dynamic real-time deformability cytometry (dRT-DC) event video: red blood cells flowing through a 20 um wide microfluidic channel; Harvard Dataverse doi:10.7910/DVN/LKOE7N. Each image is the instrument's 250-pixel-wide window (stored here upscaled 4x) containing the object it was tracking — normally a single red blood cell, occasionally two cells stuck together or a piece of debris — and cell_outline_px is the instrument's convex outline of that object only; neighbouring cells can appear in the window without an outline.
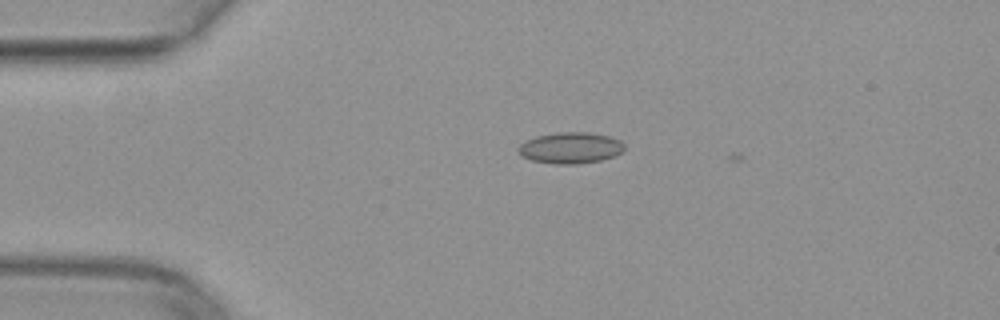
{"species": "common noctule bat (a hibernating species)", "species_latin": "Nyctalus noctula", "temperature_condition": "warm", "stored_images_in_passage": 50, "camera_frame_rate_fps": 3000, "um_per_image_px": 0.085, "animal": {"sex": "female", "body_mass_g": 29.2, "forearm_length_mm": 56.3}, "frame": {"image": 1, "passage_image": 10, "time_ms": 3.0, "image_size_px": [1000, 320], "cell_outline_px": [[624, 152], [600, 160], [576, 164], [552, 164], [532, 160], [520, 156], [516, 148], [524, 140], [536, 136], [556, 132], [588, 132], [608, 136], [620, 140], [624, 144]], "centroid_in_image_um": [48.44, 12.56], "position_along_channel_um": 36.6, "area_um2": 19.48}}
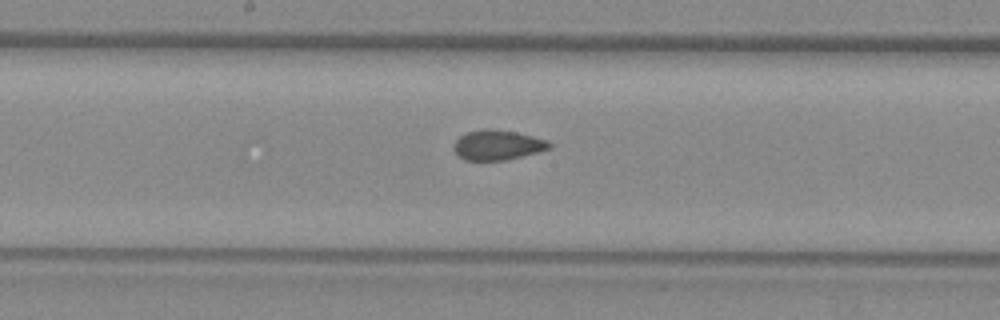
{"frame": {"image": 2, "passage_image": 25, "time_ms": 8.0, "image_size_px": [1000, 320], "cell_outline_px": [[552, 148], [540, 152], [508, 160], [464, 160], [452, 148], [452, 144], [460, 136], [468, 132], [484, 128], [492, 128], [516, 132], [548, 140], [552, 144]], "centroid_in_image_um": [42.32, 12.32], "position_along_channel_um": 205.9, "area_um2": 16.94}}
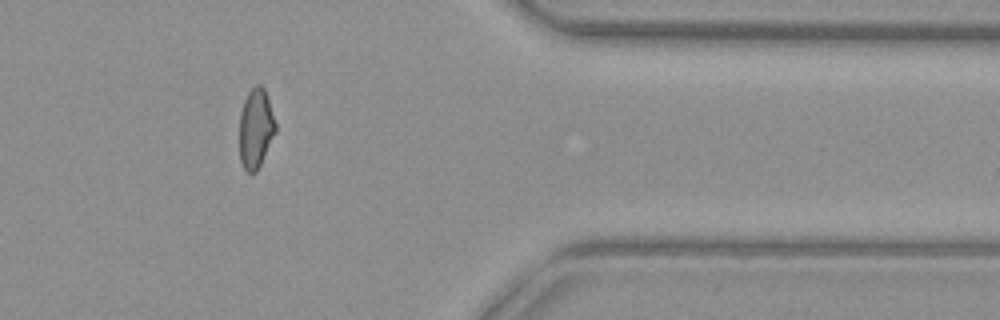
{"frame": {"image": 3, "passage_image": 40, "time_ms": 13.0, "image_size_px": [1000, 320], "cell_outline_px": [[276, 132], [256, 172], [248, 172], [244, 168], [240, 160], [240, 112], [244, 100], [248, 92], [256, 84], [260, 84], [264, 88], [276, 124]], "centroid_in_image_um": [21.73, 10.9], "position_along_channel_um": 389.7, "area_um2": 16.53}}